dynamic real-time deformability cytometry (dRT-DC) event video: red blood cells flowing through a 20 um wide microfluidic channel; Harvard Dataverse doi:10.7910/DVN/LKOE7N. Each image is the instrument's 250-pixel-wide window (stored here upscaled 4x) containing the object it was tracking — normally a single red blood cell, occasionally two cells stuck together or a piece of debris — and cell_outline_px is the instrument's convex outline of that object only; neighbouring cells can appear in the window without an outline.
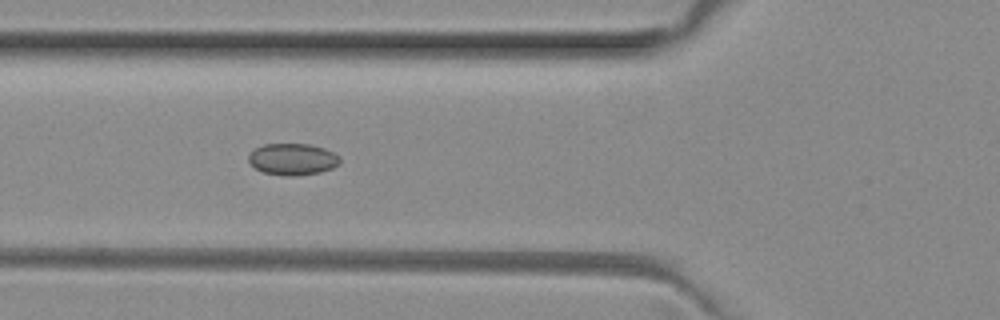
{"species": "common noctule bat (a hibernating species)", "species_latin": "Nyctalus noctula", "temperature_condition": "room temperature", "stored_images_in_passage": 5, "camera_frame_rate_fps": 3000, "um_per_image_px": 0.085, "animal": {"sex": "female", "body_mass_g": 29.2, "forearm_length_mm": 56.3}, "frame": {"image": 1, "passage_image": 3, "time_ms": 0.667, "image_size_px": [1000, 320], "cell_outline_px": [[340, 164], [332, 168], [320, 172], [296, 176], [284, 176], [264, 172], [256, 168], [248, 160], [248, 156], [256, 148], [264, 144], [312, 144], [324, 148], [340, 156]], "centroid_in_image_um": [24.91, 13.53], "position_along_channel_um": 100.9, "area_um2": 16.82}}
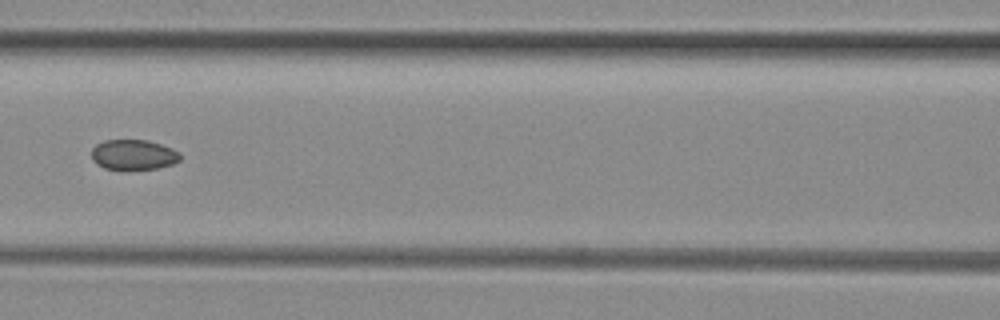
{"frame": {"image": 2, "passage_image": 4, "time_ms": 1.0, "image_size_px": [1000, 320], "cell_outline_px": [[180, 160], [172, 164], [156, 168], [104, 168], [96, 164], [92, 160], [92, 148], [96, 144], [104, 140], [148, 140], [172, 148], [180, 152]], "centroid_in_image_um": [11.34, 13.12], "position_along_channel_um": 155.3, "area_um2": 15.37}}
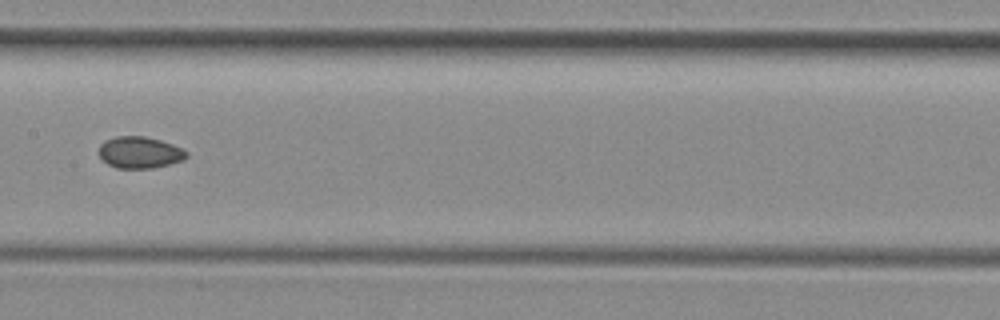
{"frame": {"image": 3, "passage_image": 5, "time_ms": 1.333, "image_size_px": [1000, 320], "cell_outline_px": [[188, 156], [184, 160], [152, 168], [116, 168], [108, 164], [100, 156], [100, 144], [104, 140], [116, 136], [144, 136], [160, 140], [172, 144], [188, 152]], "centroid_in_image_um": [11.88, 12.95], "position_along_channel_um": 195.5, "area_um2": 16.07}}